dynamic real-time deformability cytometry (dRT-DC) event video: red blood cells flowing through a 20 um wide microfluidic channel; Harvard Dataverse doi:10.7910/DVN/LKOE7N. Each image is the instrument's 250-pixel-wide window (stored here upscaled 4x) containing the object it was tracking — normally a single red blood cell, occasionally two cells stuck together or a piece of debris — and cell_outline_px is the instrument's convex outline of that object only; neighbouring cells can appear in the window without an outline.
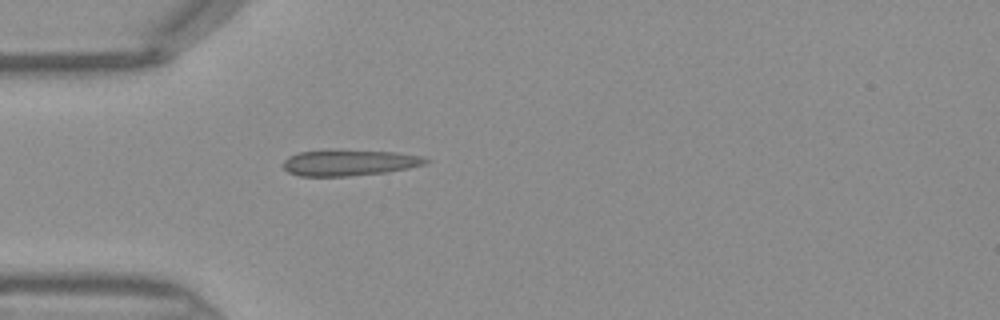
{"species": "Egyptian fruit bat (a non-hibernating species)", "species_latin": "Rousettus aegyptiacus", "temperature_condition": "warm", "stored_images_in_passage": 33, "camera_frame_rate_fps": 3000, "um_per_image_px": 0.085, "frame": {"image": 1, "passage_image": 1, "time_ms": 0.0, "image_size_px": [1000, 320], "cell_outline_px": [[432, 160], [424, 164], [408, 168], [384, 172], [348, 176], [300, 176], [288, 172], [284, 168], [284, 160], [288, 156], [300, 152], [332, 148], [396, 152], [424, 156]], "centroid_in_image_um": [29.69, 13.79], "position_along_channel_um": 55.3, "area_um2": 22.08}}
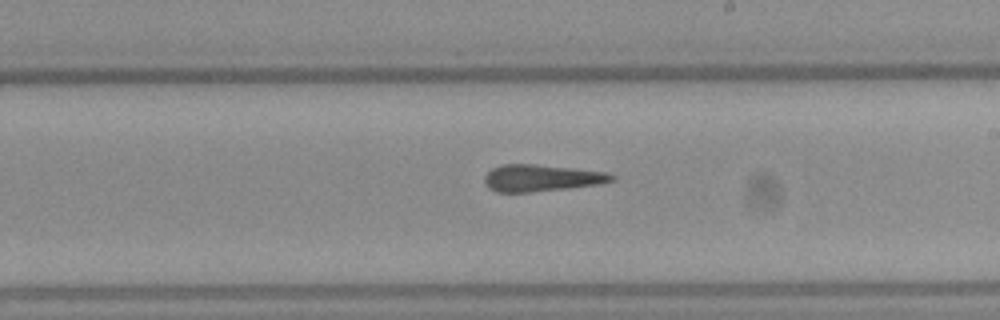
{"frame": {"image": 2, "passage_image": 14, "time_ms": 4.333, "image_size_px": [1000, 320], "cell_outline_px": [[616, 180], [600, 184], [568, 188], [528, 192], [496, 192], [488, 188], [484, 184], [484, 176], [492, 168], [504, 164], [532, 164], [572, 168], [608, 172], [616, 176]], "centroid_in_image_um": [46.02, 15.13], "position_along_channel_um": 243.0, "area_um2": 19.94}}
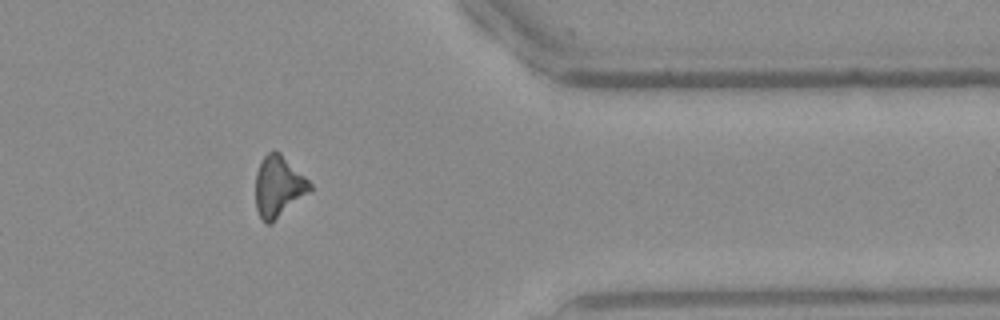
{"frame": {"image": 3, "passage_image": 25, "time_ms": 8.0, "image_size_px": [1000, 320], "cell_outline_px": [[312, 192], [272, 224], [264, 224], [256, 208], [256, 172], [260, 160], [268, 152], [280, 152], [312, 184]], "centroid_in_image_um": [23.69, 15.9], "position_along_channel_um": 387.7, "area_um2": 19.71}}